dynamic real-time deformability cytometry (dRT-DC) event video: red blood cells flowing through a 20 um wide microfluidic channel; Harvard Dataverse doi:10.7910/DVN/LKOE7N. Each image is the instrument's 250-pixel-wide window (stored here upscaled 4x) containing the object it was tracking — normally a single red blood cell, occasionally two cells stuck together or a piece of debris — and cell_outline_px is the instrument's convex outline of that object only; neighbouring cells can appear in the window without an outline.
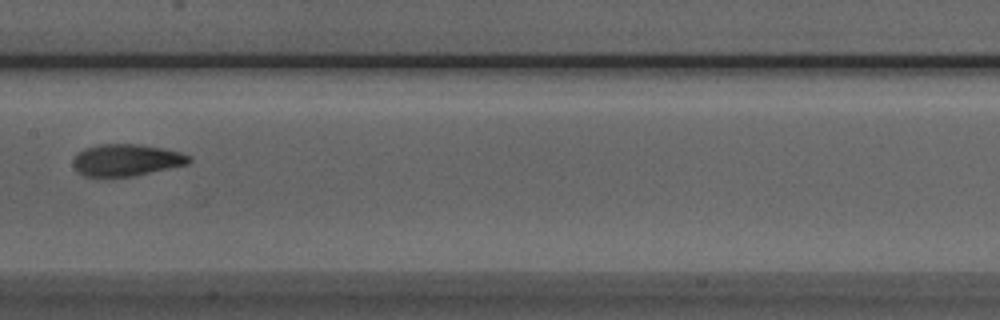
{"species": "Egyptian fruit bat (a non-hibernating species)", "species_latin": "Rousettus aegyptiacus", "temperature_condition": "room temperature", "stored_images_in_passage": 8, "camera_frame_rate_fps": 3000, "um_per_image_px": 0.085, "animal": {"sex": "male"}, "frame": {"image": 1, "passage_image": 8, "time_ms": 8.0, "image_size_px": [1000, 320], "cell_outline_px": [[192, 160], [188, 164], [132, 176], [84, 176], [72, 164], [72, 160], [76, 152], [84, 148], [100, 144], [140, 144], [180, 152], [192, 156]], "centroid_in_image_um": [10.73, 13.59], "position_along_channel_um": 196.7, "area_um2": 21.44}}